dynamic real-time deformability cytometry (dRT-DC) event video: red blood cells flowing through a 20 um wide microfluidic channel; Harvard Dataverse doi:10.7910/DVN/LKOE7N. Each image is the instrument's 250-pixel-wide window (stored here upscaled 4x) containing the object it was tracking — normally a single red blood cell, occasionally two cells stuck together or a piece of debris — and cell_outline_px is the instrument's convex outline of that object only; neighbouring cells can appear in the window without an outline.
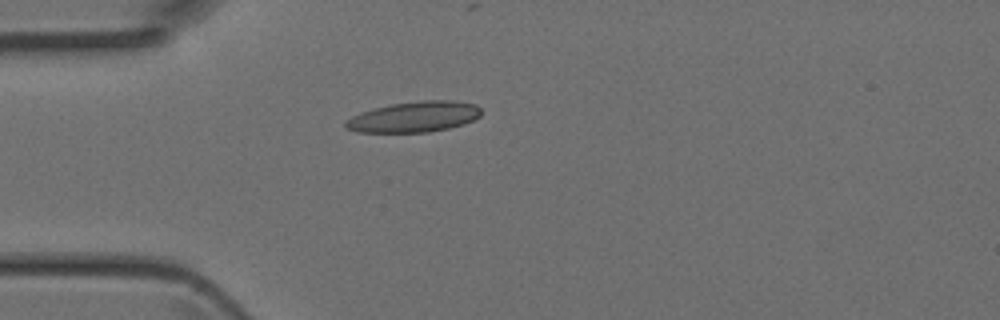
{"species": "Egyptian fruit bat (a non-hibernating species)", "species_latin": "Rousettus aegyptiacus", "temperature_condition": "room temperature", "stored_images_in_passage": 1, "camera_frame_rate_fps": 3000, "um_per_image_px": 0.085, "animal": {"sex": "female"}, "frame": {"image": 1, "passage_image": 1, "time_ms": 0.0, "image_size_px": [1000, 320], "cell_outline_px": [[480, 116], [464, 124], [448, 128], [428, 132], [356, 132], [344, 128], [344, 120], [360, 112], [392, 104], [424, 100], [452, 100], [476, 104], [480, 108]], "centroid_in_image_um": [35.17, 9.93], "position_along_channel_um": 49.8, "area_um2": 24.22}}